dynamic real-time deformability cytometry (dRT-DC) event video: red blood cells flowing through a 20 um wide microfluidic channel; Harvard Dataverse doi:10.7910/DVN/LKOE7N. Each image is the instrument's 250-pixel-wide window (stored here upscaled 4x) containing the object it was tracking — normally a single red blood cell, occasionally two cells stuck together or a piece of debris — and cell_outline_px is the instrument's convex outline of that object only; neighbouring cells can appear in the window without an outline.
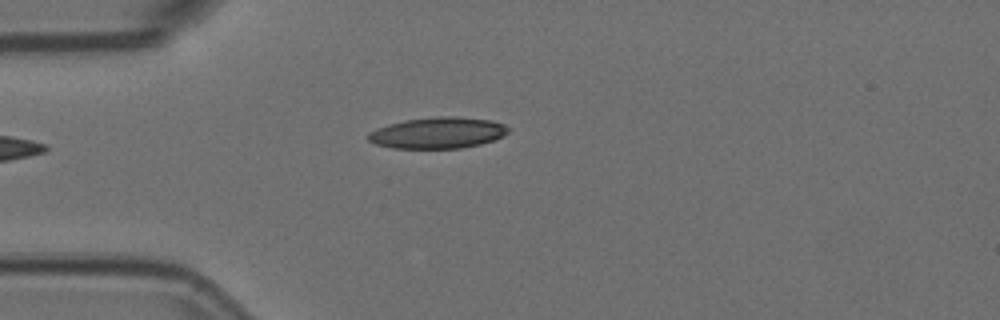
{"species": "Egyptian fruit bat (a non-hibernating species)", "species_latin": "Rousettus aegyptiacus", "temperature_condition": "room temperature", "stored_images_in_passage": 4, "camera_frame_rate_fps": 3000, "um_per_image_px": 0.085, "animal": {"sex": "female"}, "frame": {"image": 1, "passage_image": 4, "time_ms": 1.0, "image_size_px": [1000, 320], "cell_outline_px": [[508, 132], [504, 136], [480, 144], [460, 148], [392, 148], [376, 144], [368, 140], [368, 132], [376, 128], [388, 124], [404, 120], [436, 116], [456, 116], [492, 120], [504, 124], [508, 128]], "centroid_in_image_um": [37.2, 11.28], "position_along_channel_um": 47.8, "area_um2": 25.55}}